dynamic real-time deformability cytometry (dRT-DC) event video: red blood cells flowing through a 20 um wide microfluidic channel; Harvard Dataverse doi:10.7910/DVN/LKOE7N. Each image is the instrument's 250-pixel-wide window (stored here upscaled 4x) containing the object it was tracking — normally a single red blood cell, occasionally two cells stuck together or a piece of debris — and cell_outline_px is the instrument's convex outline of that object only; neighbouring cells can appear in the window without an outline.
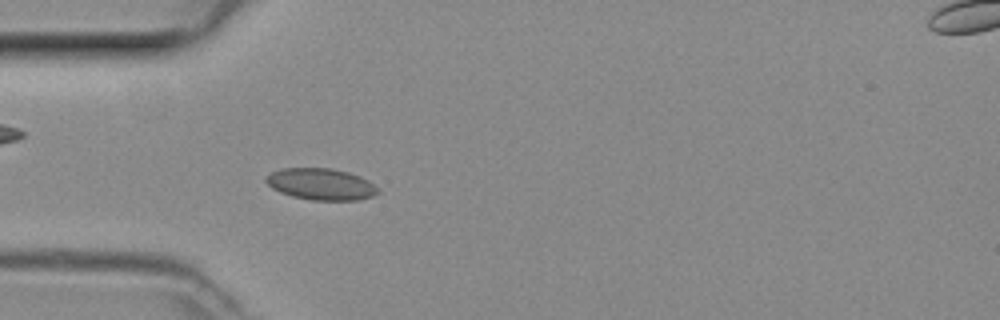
{"species": "common noctule bat (a hibernating species)", "species_latin": "Nyctalus noctula", "temperature_condition": "room temperature", "stored_images_in_passage": 48, "camera_frame_rate_fps": 3000, "um_per_image_px": 0.085, "animal": {"sex": "female", "body_mass_g": 29.2, "forearm_length_mm": 56.3}, "frame": {"image": 1, "passage_image": 14, "time_ms": 4.333, "image_size_px": [1000, 320], "cell_outline_px": [[380, 192], [372, 196], [356, 200], [312, 200], [292, 196], [280, 192], [272, 188], [264, 180], [264, 176], [280, 168], [332, 168], [348, 172], [360, 176], [368, 180], [380, 188]], "centroid_in_image_um": [27.28, 15.64], "position_along_channel_um": 57.7, "area_um2": 20.75}}
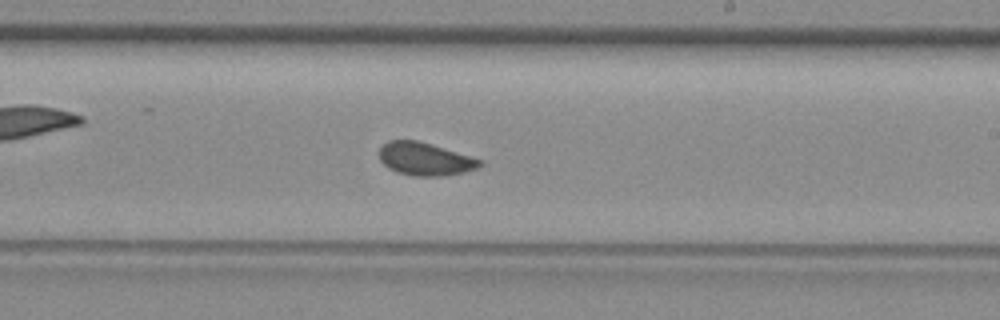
{"frame": {"image": 2, "passage_image": 28, "time_ms": 9.0, "image_size_px": [1000, 320], "cell_outline_px": [[484, 164], [476, 168], [464, 172], [444, 176], [412, 176], [396, 172], [388, 168], [380, 160], [380, 148], [388, 140], [416, 140], [432, 144], [484, 160]], "centroid_in_image_um": [36.15, 13.52], "position_along_channel_um": 252.9, "area_um2": 19.42}}
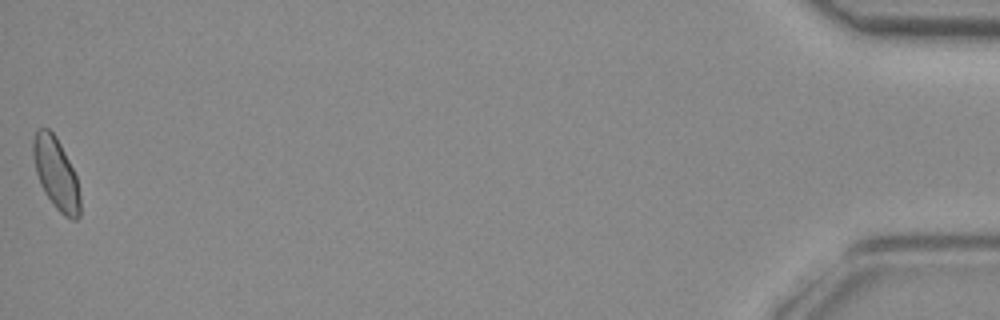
{"frame": {"image": 3, "passage_image": 48, "time_ms": 15.667, "image_size_px": [1000, 320], "cell_outline_px": [[80, 216], [76, 220], [72, 220], [64, 216], [52, 204], [44, 192], [40, 184], [36, 172], [32, 152], [32, 140], [36, 128], [48, 128], [56, 136], [76, 176], [80, 196]], "centroid_in_image_um": [4.75, 14.76], "position_along_channel_um": 430.5, "area_um2": 19.65}}